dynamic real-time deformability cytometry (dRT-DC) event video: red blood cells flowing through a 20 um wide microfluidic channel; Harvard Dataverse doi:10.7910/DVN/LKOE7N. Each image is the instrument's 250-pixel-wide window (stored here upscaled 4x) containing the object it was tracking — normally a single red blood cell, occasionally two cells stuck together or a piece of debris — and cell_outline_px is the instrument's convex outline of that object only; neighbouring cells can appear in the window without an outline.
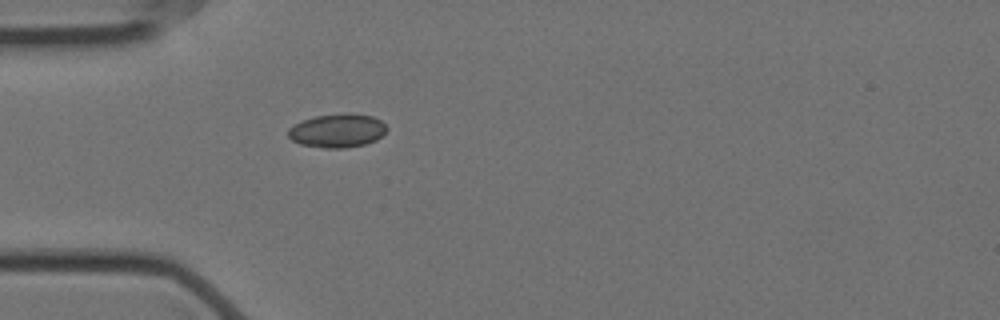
{"species": "Egyptian fruit bat (a non-hibernating species)", "species_latin": "Rousettus aegyptiacus", "temperature_condition": "cold", "stored_images_in_passage": 41, "camera_frame_rate_fps": 3000, "um_per_image_px": 0.085, "animal": {"sex": "female"}, "frame": {"image": 1, "passage_image": 1, "time_ms": 0.0, "image_size_px": [1000, 320], "cell_outline_px": [[388, 128], [376, 140], [364, 144], [344, 148], [324, 148], [300, 144], [292, 140], [288, 136], [288, 128], [304, 120], [316, 116], [372, 116], [380, 120]], "centroid_in_image_um": [28.64, 11.16], "position_along_channel_um": 56.4, "area_um2": 18.44}}
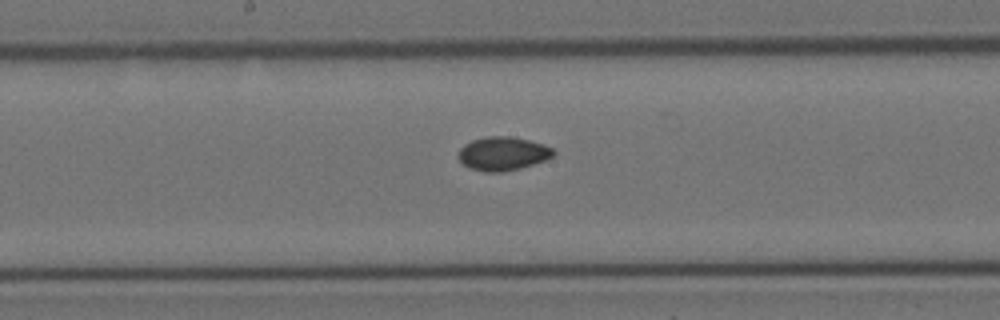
{"frame": {"image": 2, "passage_image": 14, "time_ms": 4.333, "image_size_px": [1000, 320], "cell_outline_px": [[556, 152], [552, 156], [544, 160], [520, 168], [500, 172], [484, 172], [468, 168], [456, 156], [460, 148], [464, 144], [472, 140], [488, 136], [508, 136], [528, 140], [544, 144], [552, 148]], "centroid_in_image_um": [42.7, 13.06], "position_along_channel_um": 205.5, "area_um2": 18.61}}
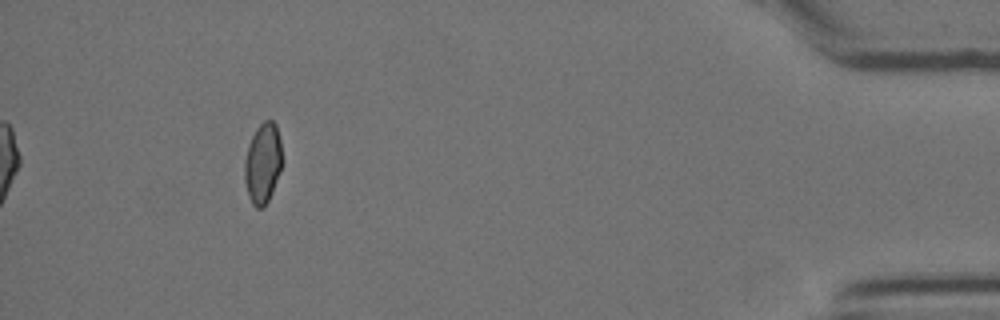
{"frame": {"image": 3, "passage_image": 37, "time_ms": 12.0, "image_size_px": [1000, 320], "cell_outline_px": [[280, 168], [272, 192], [264, 208], [256, 208], [252, 204], [248, 196], [244, 180], [244, 164], [248, 144], [256, 128], [264, 120], [272, 120], [276, 124], [280, 140]], "centroid_in_image_um": [22.3, 13.88], "position_along_channel_um": 412.9, "area_um2": 17.4}, "authors_computed_cell_mechanics": {"area_um2": 17.918, "velocity_mm_per_s": 3.5368, "shape_relaxation_time_tau1_ms": null, "shape_relaxation_time_tau2_ms": 2.6645, "deformation_change_tau1": null, "deformation_change_tau2": 0.0408}}